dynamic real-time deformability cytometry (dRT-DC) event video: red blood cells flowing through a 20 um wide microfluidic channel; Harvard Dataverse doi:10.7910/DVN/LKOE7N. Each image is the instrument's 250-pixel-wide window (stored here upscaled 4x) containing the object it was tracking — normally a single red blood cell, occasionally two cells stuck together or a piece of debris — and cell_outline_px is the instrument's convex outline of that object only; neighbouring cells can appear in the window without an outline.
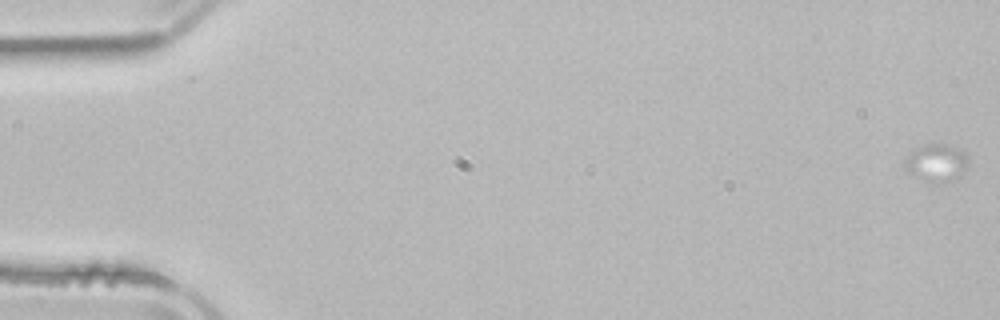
{"species": "common noctule bat (a hibernating species)", "species_latin": "Nyctalus noctula", "temperature_condition": "room temperature", "stored_images_in_passage": 29, "camera_frame_rate_fps": 3000, "um_per_image_px": 0.085, "animal": {"sex": "male", "body_mass_g": 21.5, "forearm_length_mm": 52.0}, "frame": {"image": 1, "passage_image": 1, "time_ms": 0.0, "image_size_px": [1000, 320], "cell_outline_px": [[968, 164], [960, 176], [940, 184], [936, 184], [908, 172], [904, 168], [904, 156], [912, 148], [924, 144], [944, 144], [964, 152], [968, 160]], "centroid_in_image_um": [79.53, 13.82], "position_along_channel_um": 5.5, "area_um2": 13.93}}
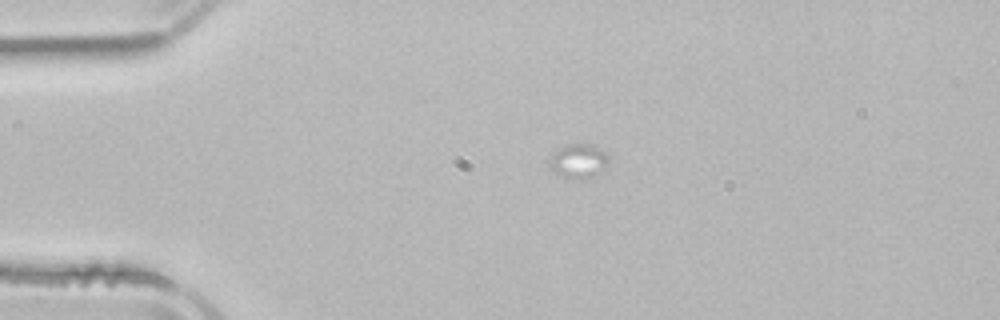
{"frame": {"image": 2, "passage_image": 13, "time_ms": 4.0, "image_size_px": [1000, 320], "cell_outline_px": [[608, 160], [604, 168], [592, 180], [580, 180], [564, 176], [556, 172], [548, 164], [548, 160], [564, 144], [592, 144], [604, 152], [608, 156]], "centroid_in_image_um": [49.2, 13.71], "position_along_channel_um": 35.8, "area_um2": 11.79}}